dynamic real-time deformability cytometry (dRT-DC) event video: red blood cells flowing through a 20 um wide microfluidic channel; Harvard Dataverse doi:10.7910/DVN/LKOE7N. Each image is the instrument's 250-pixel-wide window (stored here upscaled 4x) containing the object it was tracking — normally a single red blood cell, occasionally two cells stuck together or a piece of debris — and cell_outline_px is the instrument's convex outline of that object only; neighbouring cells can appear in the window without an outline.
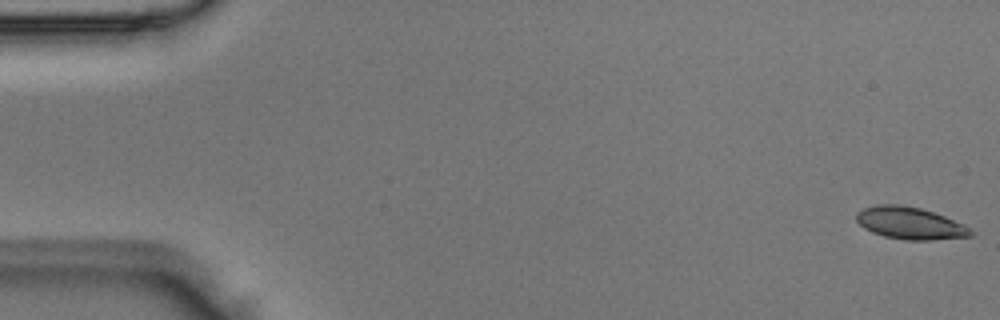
{"species": "Egyptian fruit bat (a non-hibernating species)", "species_latin": "Rousettus aegyptiacus", "temperature_condition": "room temperature", "stored_images_in_passage": 51, "camera_frame_rate_fps": 3000, "um_per_image_px": 0.085, "animal": {"sex": "male"}, "frame": {"image": 1, "passage_image": 1, "time_ms": 0.0, "image_size_px": [1000, 320], "cell_outline_px": [[972, 236], [932, 240], [908, 240], [884, 236], [872, 232], [864, 228], [856, 220], [856, 212], [864, 208], [880, 204], [896, 204], [920, 208], [944, 216], [964, 224], [972, 232]], "centroid_in_image_um": [77.33, 18.97], "position_along_channel_um": 7.7, "area_um2": 21.21}}
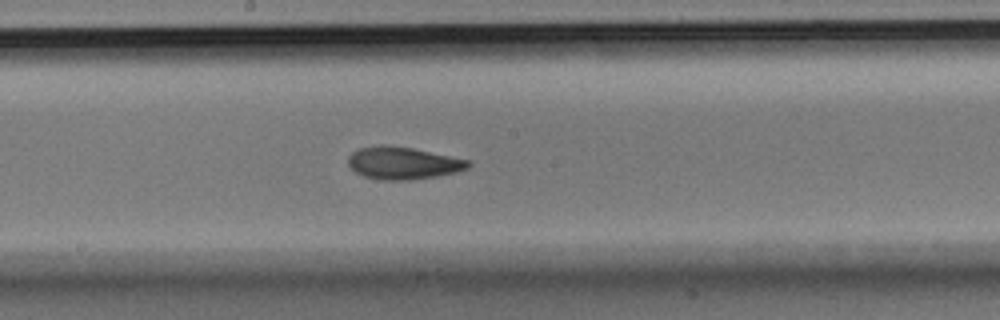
{"frame": {"image": 2, "passage_image": 27, "time_ms": 8.667, "image_size_px": [1000, 320], "cell_outline_px": [[472, 164], [468, 168], [456, 172], [436, 176], [412, 180], [380, 180], [364, 176], [356, 172], [348, 164], [348, 156], [352, 152], [360, 148], [380, 144], [388, 144], [412, 148], [468, 160]], "centroid_in_image_um": [34.23, 13.86], "position_along_channel_um": 214.0, "area_um2": 22.66}}
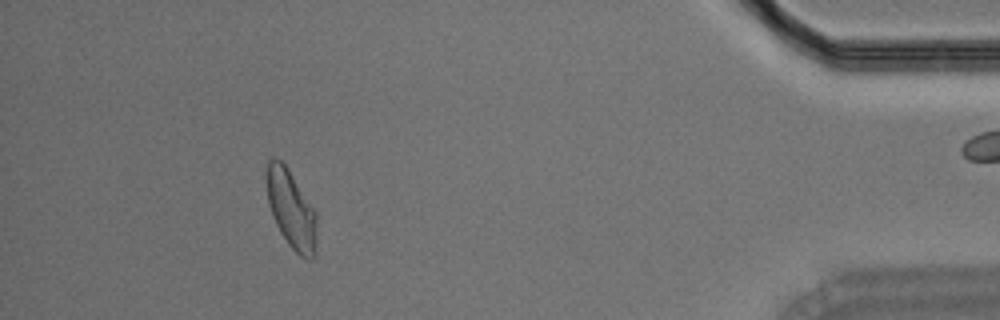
{"frame": {"image": 3, "passage_image": 46, "time_ms": 15.0, "image_size_px": [1000, 320], "cell_outline_px": [[316, 256], [312, 260], [308, 260], [300, 256], [288, 244], [280, 232], [272, 216], [268, 204], [264, 180], [264, 172], [268, 160], [272, 156], [280, 160], [288, 168], [316, 212]], "centroid_in_image_um": [24.71, 17.77], "position_along_channel_um": 410.5, "area_um2": 23.47}}